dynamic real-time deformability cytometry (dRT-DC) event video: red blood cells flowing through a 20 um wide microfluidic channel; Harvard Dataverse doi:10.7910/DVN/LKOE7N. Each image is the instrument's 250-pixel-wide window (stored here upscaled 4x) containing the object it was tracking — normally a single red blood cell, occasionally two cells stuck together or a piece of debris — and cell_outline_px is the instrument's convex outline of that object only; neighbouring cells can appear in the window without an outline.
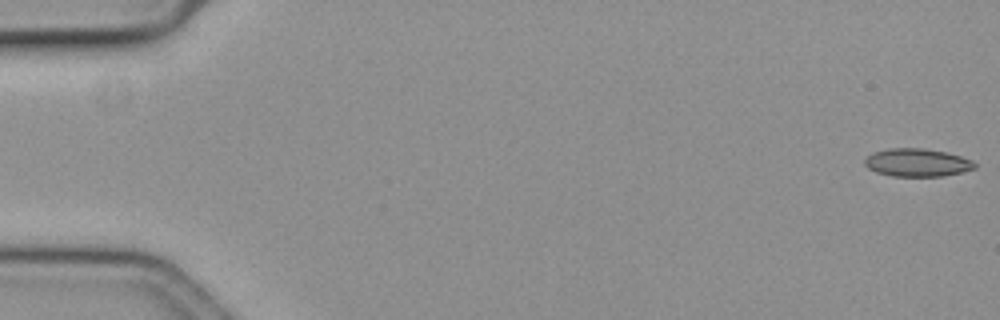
{"species": "common noctule bat (a hibernating species)", "species_latin": "Nyctalus noctula", "temperature_condition": "cold", "stored_images_in_passage": 15, "camera_frame_rate_fps": 3000, "um_per_image_px": 0.085, "animal": {"sex": "female", "body_mass_g": 19.3, "forearm_length_mm": 54.1}, "frame": {"image": 1, "passage_image": 1, "time_ms": 0.0, "image_size_px": [1000, 320], "cell_outline_px": [[976, 168], [964, 172], [940, 176], [892, 176], [876, 172], [868, 168], [864, 164], [864, 160], [872, 152], [888, 148], [924, 148], [944, 152], [960, 156], [972, 160], [976, 164]], "centroid_in_image_um": [77.95, 13.82], "position_along_channel_um": 7.1, "area_um2": 17.98}}